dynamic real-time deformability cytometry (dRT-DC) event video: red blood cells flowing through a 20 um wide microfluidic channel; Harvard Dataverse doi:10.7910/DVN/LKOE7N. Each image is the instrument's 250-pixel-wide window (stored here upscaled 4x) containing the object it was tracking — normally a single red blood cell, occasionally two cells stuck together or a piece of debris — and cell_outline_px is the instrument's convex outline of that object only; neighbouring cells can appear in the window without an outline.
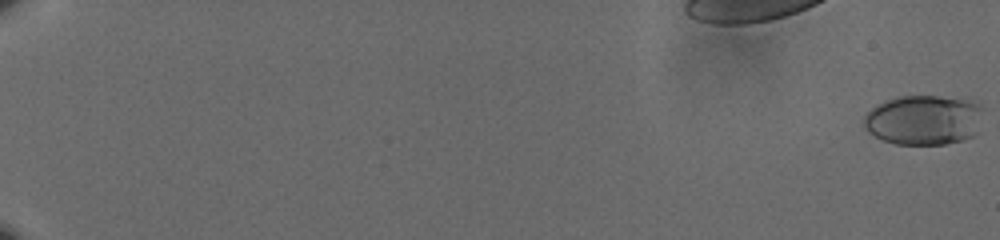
{"species": "human", "species_latin": "Homo sapiens", "temperature_condition": "cold", "stored_images_in_passage": 62, "camera_frame_rate_fps": 3000, "um_per_image_px": 0.085, "donor": {"sex": "male"}, "frame": {"image": 1, "passage_image": 1, "time_ms": 0.0, "image_size_px": [1000, 240], "cell_outline_px": [[984, 108], [972, 136], [960, 140], [944, 144], [896, 144], [884, 140], [868, 132], [864, 128], [864, 116], [876, 104], [900, 96], [968, 96], [980, 104]], "centroid_in_image_um": [78.54, 10.15], "position_along_channel_um": 6.5, "area_um2": 34.91}}
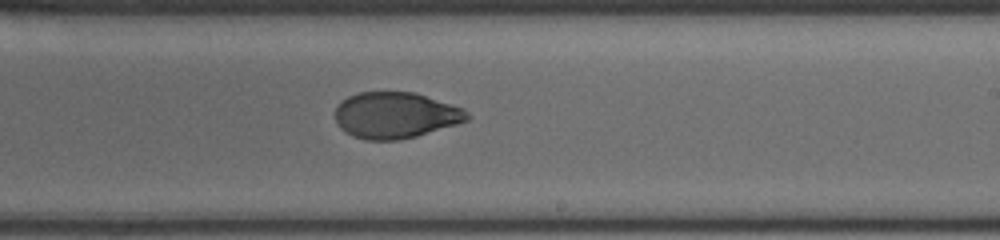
{"frame": {"image": 2, "passage_image": 42, "time_ms": 13.667, "image_size_px": [1000, 240], "cell_outline_px": [[472, 116], [468, 120], [456, 124], [416, 136], [400, 140], [364, 140], [352, 136], [344, 132], [336, 124], [336, 108], [348, 96], [360, 92], [412, 92], [464, 108]], "centroid_in_image_um": [33.61, 9.81], "position_along_channel_um": 255.4, "area_um2": 35.43}}
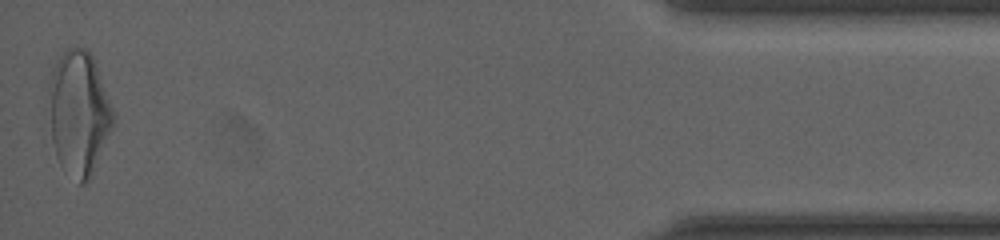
{"frame": {"image": 3, "passage_image": 62, "time_ms": 20.333, "image_size_px": [1000, 240], "cell_outline_px": [[116, 116], [112, 128], [92, 176], [84, 184], [80, 184], [60, 164], [56, 156], [52, 140], [48, 88], [52, 72], [60, 56], [68, 48], [88, 48], [92, 56]], "centroid_in_image_um": [6.72, 9.62], "position_along_channel_um": 428.5, "area_um2": 46.18}, "authors_computed_cell_mechanics": {"area_um2": 35.7493, "velocity_mm_per_s": 3.629, "shape_relaxation_time_tau1_ms": 8.1663, "shape_relaxation_time_tau2_ms": 1.6586, "deformation_change_tau1": 0.2266, "deformation_change_tau2": 0.0544}}